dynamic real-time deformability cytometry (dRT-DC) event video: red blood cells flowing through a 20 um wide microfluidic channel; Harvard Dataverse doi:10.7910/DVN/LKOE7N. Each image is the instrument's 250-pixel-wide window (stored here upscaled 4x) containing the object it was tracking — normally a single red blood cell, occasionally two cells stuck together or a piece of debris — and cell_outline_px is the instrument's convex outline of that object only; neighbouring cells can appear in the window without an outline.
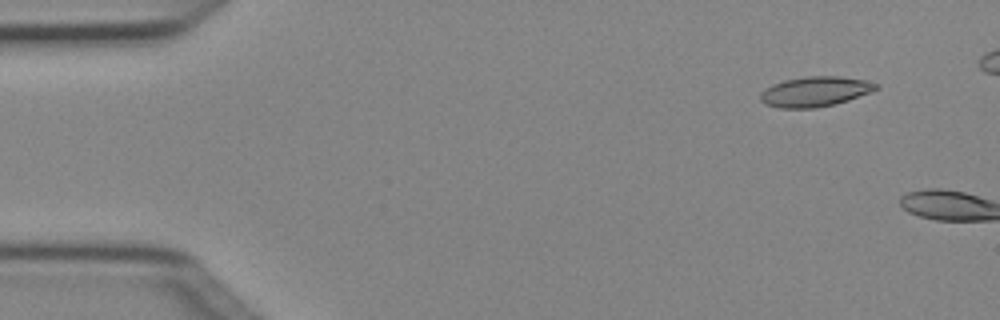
{"species": "Egyptian fruit bat (a non-hibernating species)", "species_latin": "Rousettus aegyptiacus", "temperature_condition": "cold", "stored_images_in_passage": 3, "camera_frame_rate_fps": 3000, "um_per_image_px": 0.085, "animal": {"sex": "female"}, "frame": {"image": 1, "passage_image": 2, "time_ms": 0.333, "image_size_px": [1000, 320], "cell_outline_px": [[880, 88], [848, 100], [836, 104], [816, 108], [780, 108], [764, 104], [760, 100], [760, 92], [764, 88], [772, 84], [784, 80], [804, 76], [840, 76], [864, 80], [880, 84]], "centroid_in_image_um": [69.25, 7.78], "position_along_channel_um": 15.7, "area_um2": 20.46}}